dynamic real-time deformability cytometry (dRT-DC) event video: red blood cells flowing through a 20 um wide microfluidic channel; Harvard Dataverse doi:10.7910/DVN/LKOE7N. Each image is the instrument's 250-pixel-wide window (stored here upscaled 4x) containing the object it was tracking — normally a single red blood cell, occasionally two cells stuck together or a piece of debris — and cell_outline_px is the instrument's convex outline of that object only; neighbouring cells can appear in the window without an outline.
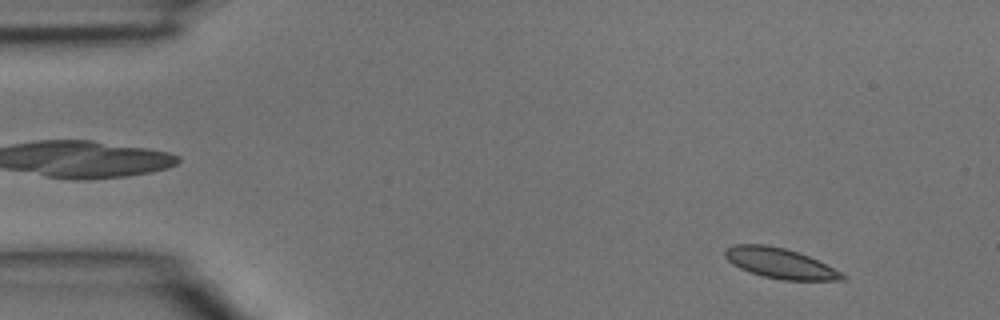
{"species": "common noctule bat (a hibernating species)", "species_latin": "Nyctalus noctula", "temperature_condition": "room temperature", "stored_images_in_passage": 3, "camera_frame_rate_fps": 3000, "um_per_image_px": 0.085, "animal": {"sex": "male", "body_mass_g": 15.6}, "frame": {"image": 1, "passage_image": 1, "time_ms": 0.0, "image_size_px": [1000, 320], "cell_outline_px": [[848, 276], [844, 280], [784, 280], [764, 276], [740, 268], [732, 264], [724, 256], [724, 252], [728, 248], [736, 244], [764, 244], [784, 248], [808, 256]], "centroid_in_image_um": [66.29, 22.38], "position_along_channel_um": 18.7, "area_um2": 20.23}}